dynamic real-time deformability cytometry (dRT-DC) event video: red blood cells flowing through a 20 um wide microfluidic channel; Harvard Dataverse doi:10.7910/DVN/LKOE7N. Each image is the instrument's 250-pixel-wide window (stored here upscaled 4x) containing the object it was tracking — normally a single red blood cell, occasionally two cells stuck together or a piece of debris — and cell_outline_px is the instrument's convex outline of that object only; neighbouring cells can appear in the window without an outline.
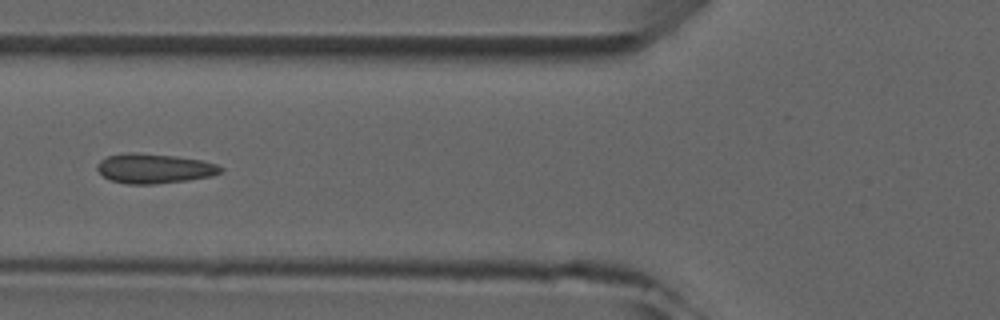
{"species": "common noctule bat (a hibernating species)", "species_latin": "Nyctalus noctula", "temperature_condition": "room temperature", "stored_images_in_passage": 5, "camera_frame_rate_fps": 3000, "um_per_image_px": 0.085, "animal": {"sex": "male", "forearm_length_mm": 52.5}, "frame": {"image": 1, "passage_image": 5, "time_ms": 5.333, "image_size_px": [1000, 320], "cell_outline_px": [[224, 172], [212, 176], [188, 180], [152, 184], [128, 184], [112, 180], [104, 176], [96, 168], [96, 164], [100, 160], [108, 156], [128, 152], [132, 152], [176, 156], [200, 160], [216, 164], [224, 168]], "centroid_in_image_um": [13.13, 14.32], "position_along_channel_um": 112.7, "area_um2": 21.33}}